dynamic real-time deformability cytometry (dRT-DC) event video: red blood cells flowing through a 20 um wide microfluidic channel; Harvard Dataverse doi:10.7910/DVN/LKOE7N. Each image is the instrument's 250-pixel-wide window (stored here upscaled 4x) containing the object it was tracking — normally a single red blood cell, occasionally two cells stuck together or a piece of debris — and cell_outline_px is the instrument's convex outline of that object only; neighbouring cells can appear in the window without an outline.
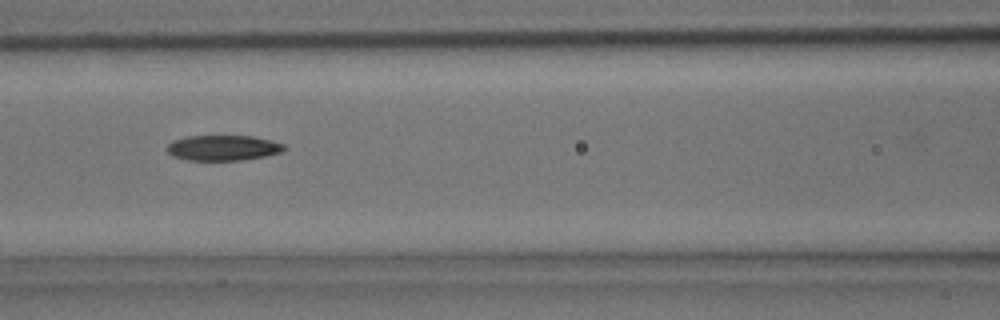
{"species": "common noctule bat (a hibernating species)", "species_latin": "Nyctalus noctula", "temperature_condition": "room temperature", "stored_images_in_passage": 27, "camera_frame_rate_fps": 3000, "um_per_image_px": 0.085, "animal": {"sex": "male", "body_mass_g": 15.6}, "frame": {"image": 1, "passage_image": 8, "time_ms": 2.333, "image_size_px": [1000, 320], "cell_outline_px": [[288, 148], [280, 152], [264, 156], [240, 160], [188, 160], [172, 156], [168, 152], [168, 144], [172, 140], [184, 136], [252, 136], [284, 144]], "centroid_in_image_um": [18.93, 12.56], "position_along_channel_um": 147.7, "area_um2": 17.22}}